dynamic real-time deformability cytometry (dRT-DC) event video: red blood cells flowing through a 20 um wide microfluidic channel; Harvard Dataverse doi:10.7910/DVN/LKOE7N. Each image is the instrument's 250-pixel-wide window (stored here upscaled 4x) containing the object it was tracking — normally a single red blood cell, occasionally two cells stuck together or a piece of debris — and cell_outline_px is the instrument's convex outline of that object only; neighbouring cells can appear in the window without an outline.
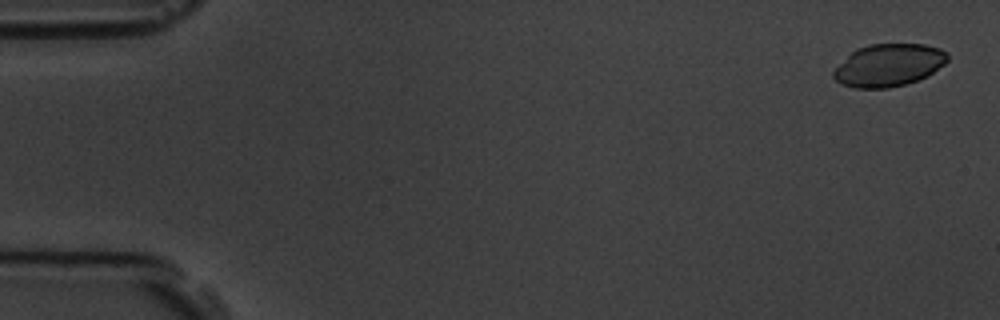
{"species": "common noctule bat (a hibernating species)", "species_latin": "Nyctalus noctula", "temperature_condition": "room temperature", "stored_images_in_passage": 3, "camera_frame_rate_fps": 3000, "um_per_image_px": 0.085, "animal": {"sex": "male", "body_mass_g": 19.5, "forearm_length_mm": 54.6}, "frame": {"image": 1, "passage_image": 1, "time_ms": 0.0, "image_size_px": [1000, 320], "cell_outline_px": [[948, 60], [944, 64], [928, 76], [904, 84], [888, 88], [856, 88], [840, 84], [832, 76], [832, 72], [856, 48], [868, 44], [924, 44], [940, 48], [948, 52]], "centroid_in_image_um": [75.55, 5.53], "position_along_channel_um": 9.4, "area_um2": 28.21}}